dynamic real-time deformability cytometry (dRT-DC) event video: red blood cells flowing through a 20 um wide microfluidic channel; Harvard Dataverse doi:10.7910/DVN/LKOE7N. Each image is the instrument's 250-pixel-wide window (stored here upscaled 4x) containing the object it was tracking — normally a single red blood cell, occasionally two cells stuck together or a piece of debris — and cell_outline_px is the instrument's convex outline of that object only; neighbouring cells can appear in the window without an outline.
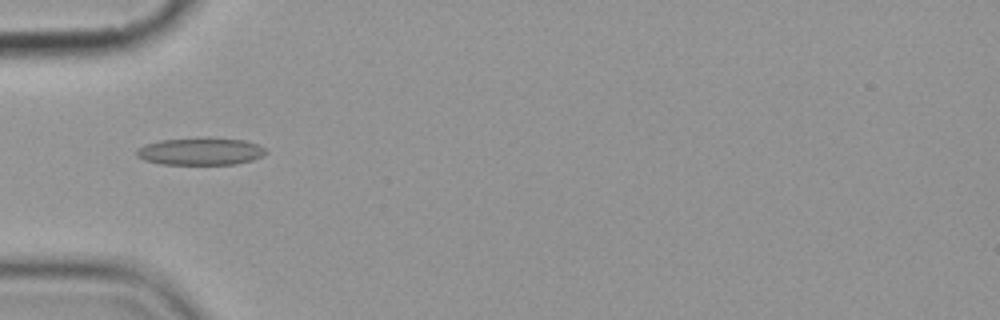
{"species": "common noctule bat (a hibernating species)", "species_latin": "Nyctalus noctula", "temperature_condition": "cold", "stored_images_in_passage": 2, "camera_frame_rate_fps": 3000, "um_per_image_px": 0.085, "animal": {"sex": "female", "body_mass_g": 19.9}, "frame": {"image": 1, "passage_image": 1, "time_ms": 0.0, "image_size_px": [1000, 320], "cell_outline_px": [[268, 152], [264, 156], [252, 160], [232, 164], [160, 164], [144, 160], [136, 156], [136, 148], [144, 144], [160, 140], [208, 136], [244, 140], [256, 144], [264, 148]], "centroid_in_image_um": [17.02, 12.84], "position_along_channel_um": 68.0, "area_um2": 21.04}}
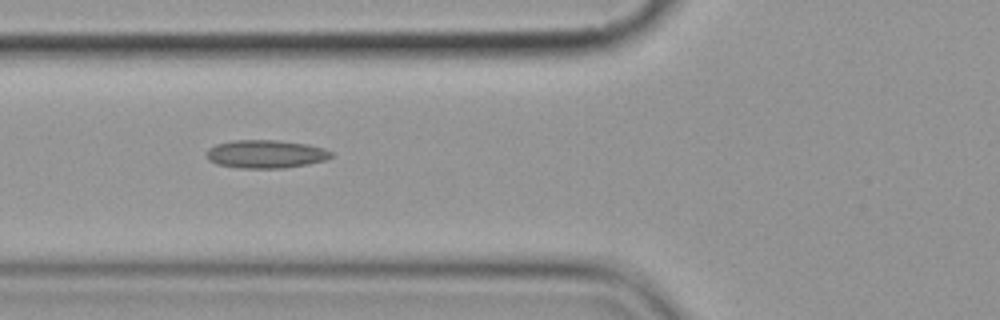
{"frame": {"image": 2, "passage_image": 2, "time_ms": 1.0, "image_size_px": [1000, 320], "cell_outline_px": [[332, 156], [324, 160], [308, 164], [284, 168], [240, 168], [216, 164], [208, 160], [208, 148], [216, 144], [232, 140], [276, 140], [308, 144], [324, 148], [332, 152]], "centroid_in_image_um": [22.59, 13.09], "position_along_channel_um": 103.2, "area_um2": 20.46}}